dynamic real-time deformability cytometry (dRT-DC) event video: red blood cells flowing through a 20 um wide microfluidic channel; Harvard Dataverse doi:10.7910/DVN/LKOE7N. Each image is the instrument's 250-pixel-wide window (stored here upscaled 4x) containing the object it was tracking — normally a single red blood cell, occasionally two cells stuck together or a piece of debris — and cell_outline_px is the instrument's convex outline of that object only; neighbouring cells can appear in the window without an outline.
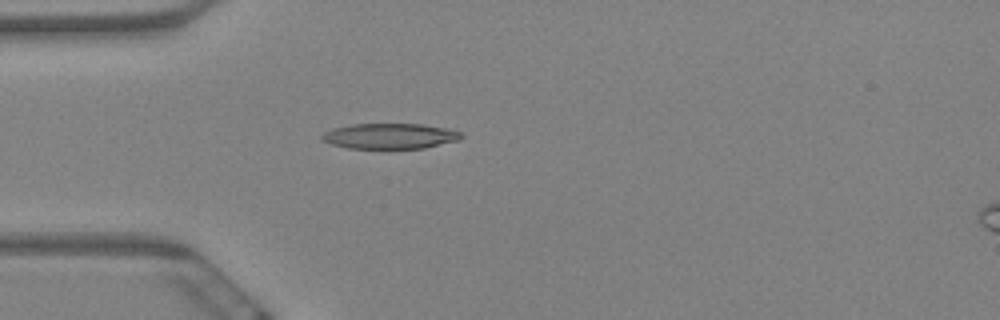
{"species": "Egyptian fruit bat (a non-hibernating species)", "species_latin": "Rousettus aegyptiacus", "temperature_condition": "warm", "stored_images_in_passage": 5, "camera_frame_rate_fps": 3000, "um_per_image_px": 0.085, "animal": {"sex": "female"}, "frame": {"image": 1, "passage_image": 2, "time_ms": 0.333, "image_size_px": [1000, 320], "cell_outline_px": [[464, 136], [460, 140], [424, 148], [348, 148], [332, 144], [324, 140], [320, 136], [324, 132], [332, 128], [352, 124], [420, 124], [444, 128], [460, 132]], "centroid_in_image_um": [33.14, 11.56], "position_along_channel_um": 51.9, "area_um2": 20.52}}
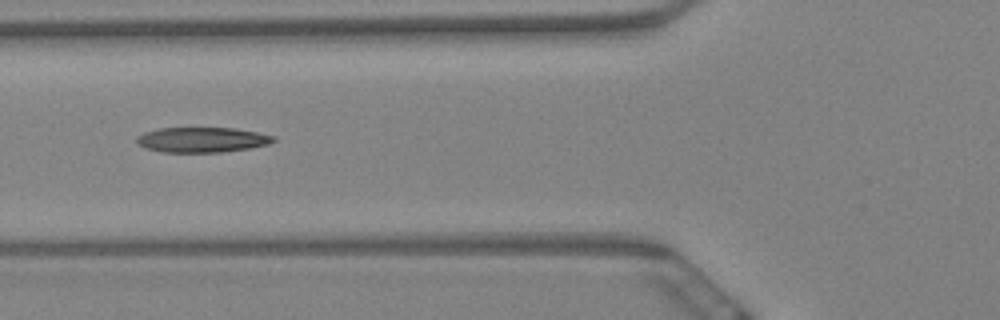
{"frame": {"image": 2, "passage_image": 4, "time_ms": 1.0, "image_size_px": [1000, 320], "cell_outline_px": [[276, 140], [268, 144], [248, 148], [220, 152], [160, 152], [144, 148], [136, 144], [136, 136], [144, 132], [156, 128], [236, 128], [276, 136]], "centroid_in_image_um": [17.11, 11.88], "position_along_channel_um": 108.7, "area_um2": 20.17}}
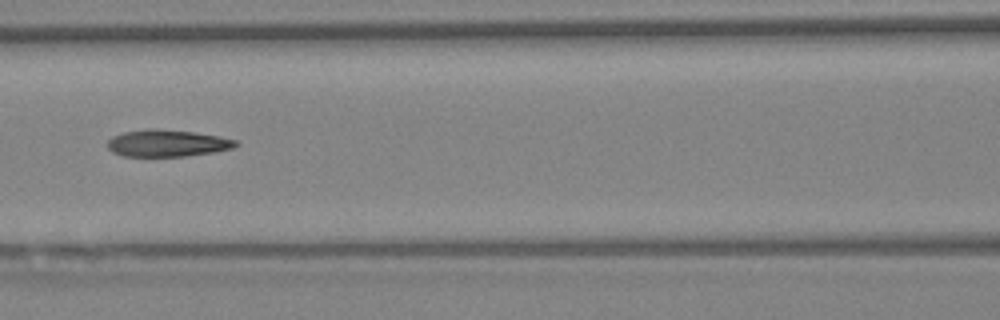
{"frame": {"image": 3, "passage_image": 5, "time_ms": 1.333, "image_size_px": [1000, 320], "cell_outline_px": [[240, 144], [232, 148], [216, 152], [184, 156], [124, 156], [112, 152], [108, 148], [108, 140], [112, 136], [124, 132], [148, 128], [156, 128], [196, 132], [220, 136], [236, 140]], "centroid_in_image_um": [14.23, 12.16], "position_along_channel_um": 152.4, "area_um2": 20.29}}